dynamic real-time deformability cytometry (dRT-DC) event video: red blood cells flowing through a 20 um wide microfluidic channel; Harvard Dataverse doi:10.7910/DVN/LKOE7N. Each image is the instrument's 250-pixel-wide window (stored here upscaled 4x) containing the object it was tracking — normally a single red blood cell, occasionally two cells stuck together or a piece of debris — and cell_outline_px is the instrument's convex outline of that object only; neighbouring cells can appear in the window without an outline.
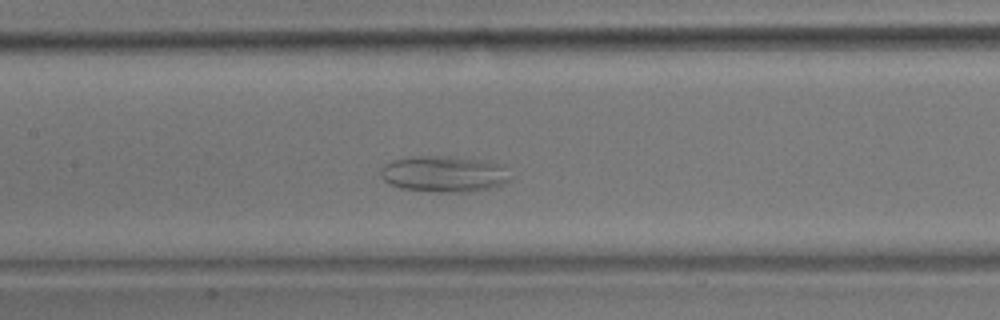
{"species": "common noctule bat (a hibernating species)", "species_latin": "Nyctalus noctula", "temperature_condition": "room temperature", "stored_images_in_passage": 54, "camera_frame_rate_fps": 3000, "um_per_image_px": 0.085, "animal": {"sex": "male", "body_mass_g": 17.9}, "frame": {"image": 1, "passage_image": 23, "time_ms": 7.333, "image_size_px": [1000, 320], "cell_outline_px": [[512, 180], [504, 184], [472, 192], [440, 192], [400, 188], [384, 180], [380, 176], [380, 168], [384, 164], [392, 160], [416, 156], [444, 156], [484, 160], [496, 164], [504, 168]], "centroid_in_image_um": [37.71, 14.79], "position_along_channel_um": 169.7, "area_um2": 27.22}}
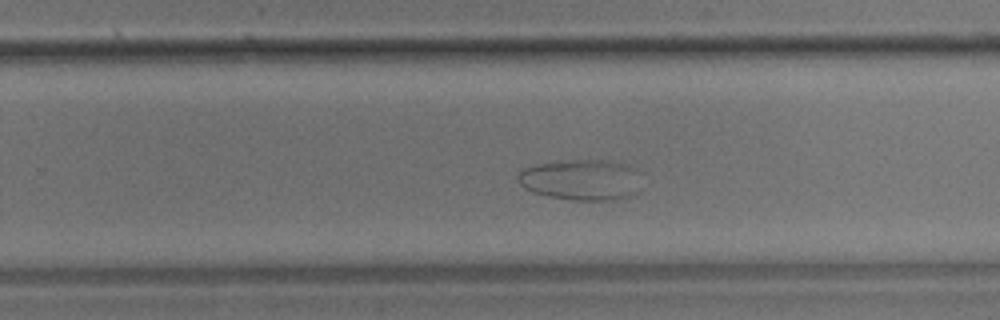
{"frame": {"image": 2, "passage_image": 33, "time_ms": 10.667, "image_size_px": [1000, 320], "cell_outline_px": [[636, 196], [608, 200], [572, 200], [548, 196], [532, 192], [524, 188], [520, 184], [516, 176], [520, 168], [536, 164], [560, 160], [600, 160], [628, 164], [636, 168]], "centroid_in_image_um": [49.32, 15.27], "position_along_channel_um": 280.5, "area_um2": 29.54}}
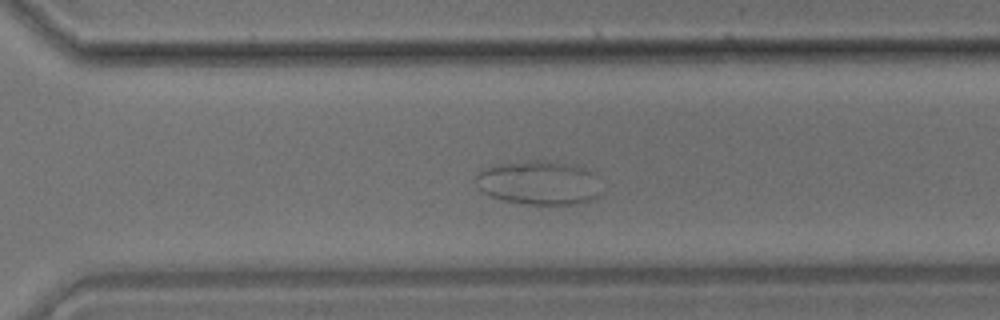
{"frame": {"image": 3, "passage_image": 37, "time_ms": 12.0, "image_size_px": [1000, 320], "cell_outline_px": [[600, 196], [592, 200], [580, 204], [528, 204], [504, 200], [488, 196], [480, 188], [476, 180], [476, 172], [484, 168], [500, 164], [520, 160], [540, 160], [568, 164], [584, 168], [596, 172], [600, 192]], "centroid_in_image_um": [45.83, 15.53], "position_along_channel_um": 324.8, "area_um2": 32.43}}